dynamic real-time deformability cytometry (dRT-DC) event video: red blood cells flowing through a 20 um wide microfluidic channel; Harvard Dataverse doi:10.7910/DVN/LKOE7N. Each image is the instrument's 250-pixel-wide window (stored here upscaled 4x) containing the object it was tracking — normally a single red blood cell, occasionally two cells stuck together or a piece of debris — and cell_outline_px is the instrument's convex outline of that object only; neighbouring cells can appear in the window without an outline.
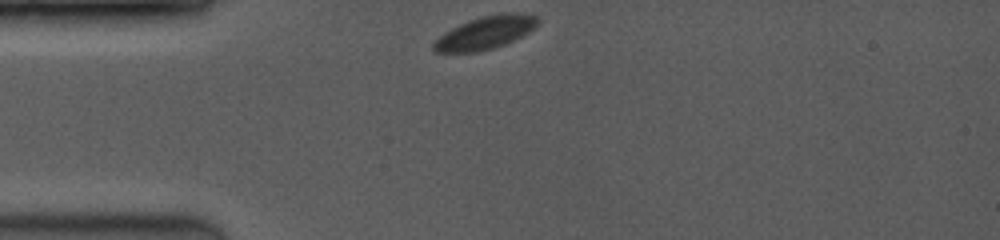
{"species": "common noctule bat (a hibernating species)", "species_latin": "Nyctalus noctula", "temperature_condition": "room temperature", "stored_images_in_passage": 2, "camera_frame_rate_fps": 3500, "um_per_image_px": 0.085, "animal": {"sex": "female", "body_mass_g": 19.0, "forearm_length_mm": 53.3}, "frame": {"image": 1, "passage_image": 1, "time_ms": 0.0, "image_size_px": [1000, 240], "cell_outline_px": [[540, 20], [528, 32], [504, 44], [492, 48], [476, 52], [436, 52], [432, 48], [432, 44], [444, 32], [460, 24], [484, 16], [504, 12], [516, 12], [536, 16]], "centroid_in_image_um": [41.23, 2.78], "position_along_channel_um": 43.8, "area_um2": 19.48}}